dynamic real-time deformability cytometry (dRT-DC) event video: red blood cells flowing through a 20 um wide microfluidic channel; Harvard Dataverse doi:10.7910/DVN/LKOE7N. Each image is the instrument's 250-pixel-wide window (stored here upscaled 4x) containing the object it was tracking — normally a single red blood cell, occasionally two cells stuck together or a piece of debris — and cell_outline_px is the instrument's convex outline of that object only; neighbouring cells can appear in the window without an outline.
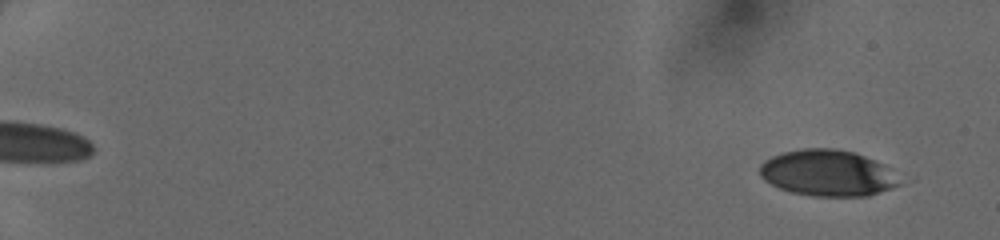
{"species": "human", "species_latin": "Homo sapiens", "temperature_condition": "cold", "stored_images_in_passage": 50, "camera_frame_rate_fps": 3000, "um_per_image_px": 0.085, "donor": {"sex": "female"}, "frame": {"image": 1, "passage_image": 3, "time_ms": 0.667, "image_size_px": [1000, 240], "cell_outline_px": [[904, 184], [868, 196], [812, 196], [792, 192], [780, 188], [764, 180], [760, 176], [760, 164], [764, 160], [772, 156], [784, 152], [804, 148], [832, 148], [852, 152], [864, 156], [884, 164], [892, 168]], "centroid_in_image_um": [70.39, 14.71], "position_along_channel_um": 14.6, "area_um2": 37.86}}
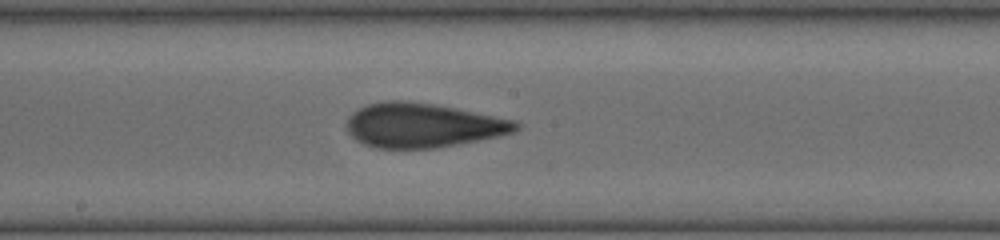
{"frame": {"image": 2, "passage_image": 30, "time_ms": 9.667, "image_size_px": [1000, 240], "cell_outline_px": [[520, 128], [516, 132], [500, 136], [436, 148], [376, 148], [364, 144], [356, 140], [348, 132], [344, 124], [348, 116], [352, 112], [368, 104], [388, 100], [408, 100], [432, 104], [516, 120], [520, 124]], "centroid_in_image_um": [35.92, 10.65], "position_along_channel_um": 212.3, "area_um2": 43.87}}
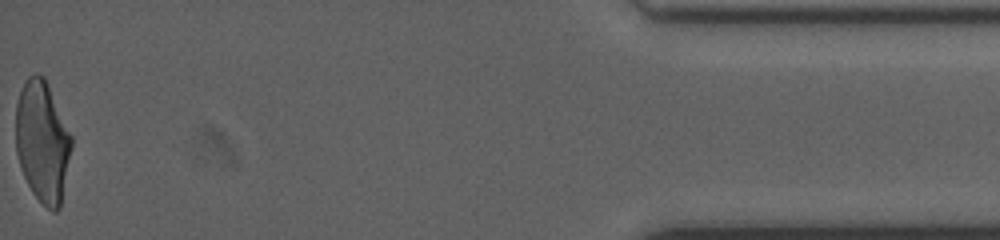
{"frame": {"image": 3, "passage_image": 50, "time_ms": 16.333, "image_size_px": [1000, 240], "cell_outline_px": [[72, 148], [60, 208], [56, 212], [52, 212], [32, 192], [20, 168], [16, 152], [16, 104], [20, 92], [28, 76], [36, 72], [44, 76], [48, 84], [72, 136]], "centroid_in_image_um": [3.61, 12.03], "position_along_channel_um": 431.6, "area_um2": 39.42}}